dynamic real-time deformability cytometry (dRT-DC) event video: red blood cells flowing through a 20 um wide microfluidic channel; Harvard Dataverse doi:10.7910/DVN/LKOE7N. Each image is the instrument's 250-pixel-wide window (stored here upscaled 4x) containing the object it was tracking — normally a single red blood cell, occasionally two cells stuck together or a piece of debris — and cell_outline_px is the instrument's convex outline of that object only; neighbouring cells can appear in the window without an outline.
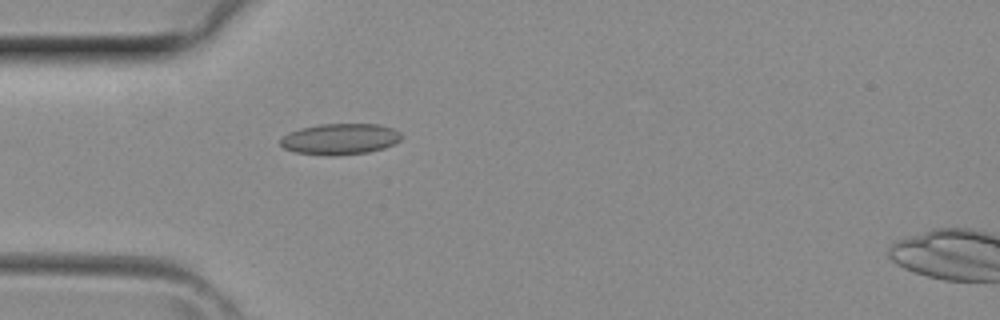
{"species": "common noctule bat (a hibernating species)", "species_latin": "Nyctalus noctula", "temperature_condition": "room temperature", "stored_images_in_passage": 3, "camera_frame_rate_fps": 3000, "um_per_image_px": 0.085, "animal": {"sex": "female", "body_mass_g": 29.2, "forearm_length_mm": 56.3}, "frame": {"image": 1, "passage_image": 3, "time_ms": 0.667, "image_size_px": [1000, 320], "cell_outline_px": [[404, 136], [400, 140], [384, 148], [368, 152], [296, 152], [284, 148], [280, 144], [280, 140], [288, 132], [300, 128], [320, 124], [380, 124], [392, 128], [400, 132]], "centroid_in_image_um": [28.95, 11.75], "position_along_channel_um": 56.0, "area_um2": 20.87}}